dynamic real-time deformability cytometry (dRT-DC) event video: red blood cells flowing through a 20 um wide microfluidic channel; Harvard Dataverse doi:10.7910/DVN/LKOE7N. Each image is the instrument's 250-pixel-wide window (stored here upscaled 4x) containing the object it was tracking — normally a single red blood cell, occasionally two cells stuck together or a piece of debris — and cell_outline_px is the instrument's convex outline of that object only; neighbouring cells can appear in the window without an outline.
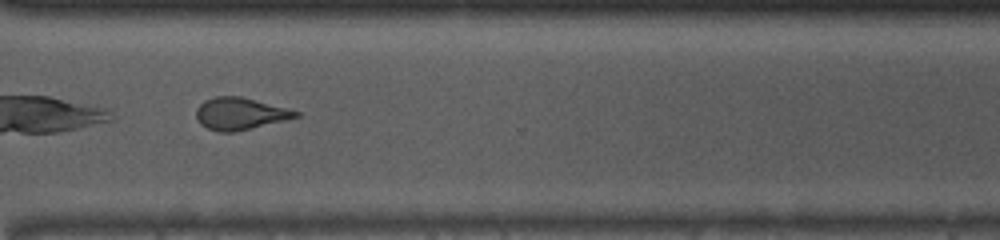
{"species": "common noctule bat (a hibernating species)", "species_latin": "Nyctalus noctula", "temperature_condition": "room temperature", "stored_images_in_passage": 33, "camera_frame_rate_fps": 3000, "um_per_image_px": 0.085, "animal": {"sex": "male", "body_mass_g": 13.0, "forearm_length_mm": 53.1}, "frame": {"image": 1, "passage_image": 24, "time_ms": 7.667, "image_size_px": [1000, 240], "cell_outline_px": [[300, 116], [288, 120], [232, 132], [220, 132], [208, 128], [200, 124], [196, 116], [196, 108], [204, 100], [216, 96], [240, 96], [288, 108], [300, 112]], "centroid_in_image_um": [20.42, 9.65], "position_along_channel_um": 350.2, "area_um2": 18.61}, "authors_computed_cell_mechanics": {"area_um2": 18.8428, "velocity_mm_per_s": 4.1104, "shape_relaxation_time_tau1_ms": 10.453, "shape_relaxation_time_tau2_ms": 1.6199, "deformation_change_tau1": 0.2162, "deformation_change_tau2": 0.0819}}